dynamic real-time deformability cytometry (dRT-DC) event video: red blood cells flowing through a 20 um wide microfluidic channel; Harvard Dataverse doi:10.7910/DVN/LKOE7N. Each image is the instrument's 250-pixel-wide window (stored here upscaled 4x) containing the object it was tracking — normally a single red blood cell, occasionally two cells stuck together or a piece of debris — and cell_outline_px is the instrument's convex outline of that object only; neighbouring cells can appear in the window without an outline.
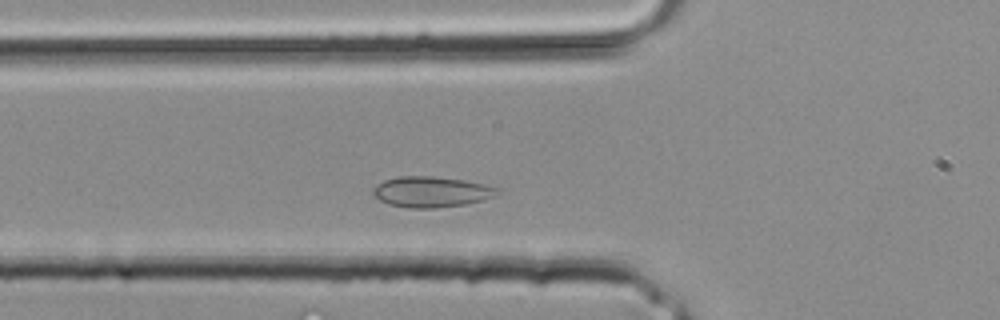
{"species": "common noctule bat (a hibernating species)", "species_latin": "Nyctalus noctula", "temperature_condition": "room temperature", "stored_images_in_passage": 25, "camera_frame_rate_fps": 3000, "um_per_image_px": 0.085, "animal": {"sex": "male", "body_mass_g": 20.4}, "frame": {"image": 1, "passage_image": 6, "time_ms": 1.667, "image_size_px": [1000, 320], "cell_outline_px": [[500, 192], [484, 200], [464, 204], [436, 208], [408, 208], [388, 204], [380, 200], [372, 192], [372, 188], [376, 184], [384, 180], [400, 176], [432, 176], [464, 180], [484, 184], [496, 188]], "centroid_in_image_um": [36.62, 16.3], "position_along_channel_um": 89.2, "area_um2": 22.14}}
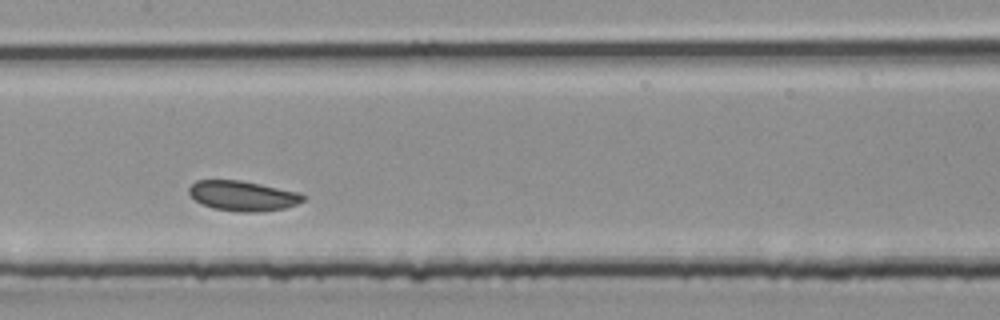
{"frame": {"image": 2, "passage_image": 11, "time_ms": 3.333, "image_size_px": [1000, 320], "cell_outline_px": [[304, 200], [296, 204], [284, 208], [256, 212], [236, 212], [212, 208], [200, 204], [188, 192], [188, 188], [196, 180], [240, 180], [300, 192], [304, 196]], "centroid_in_image_um": [20.61, 16.65], "position_along_channel_um": 186.8, "area_um2": 20.0}}
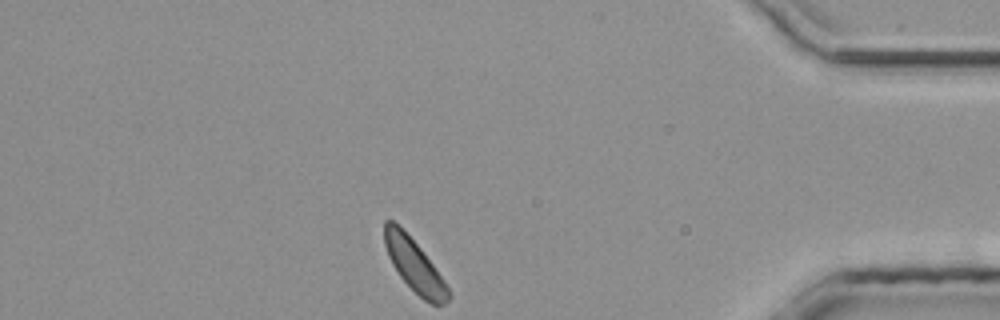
{"frame": {"image": 3, "passage_image": 24, "time_ms": 7.667, "image_size_px": [1000, 320], "cell_outline_px": [[452, 296], [444, 304], [432, 304], [424, 300], [400, 276], [392, 264], [388, 256], [384, 244], [384, 220], [392, 220], [420, 248], [444, 280]], "centroid_in_image_um": [35.22, 22.57], "position_along_channel_um": 400.0, "area_um2": 18.96}}